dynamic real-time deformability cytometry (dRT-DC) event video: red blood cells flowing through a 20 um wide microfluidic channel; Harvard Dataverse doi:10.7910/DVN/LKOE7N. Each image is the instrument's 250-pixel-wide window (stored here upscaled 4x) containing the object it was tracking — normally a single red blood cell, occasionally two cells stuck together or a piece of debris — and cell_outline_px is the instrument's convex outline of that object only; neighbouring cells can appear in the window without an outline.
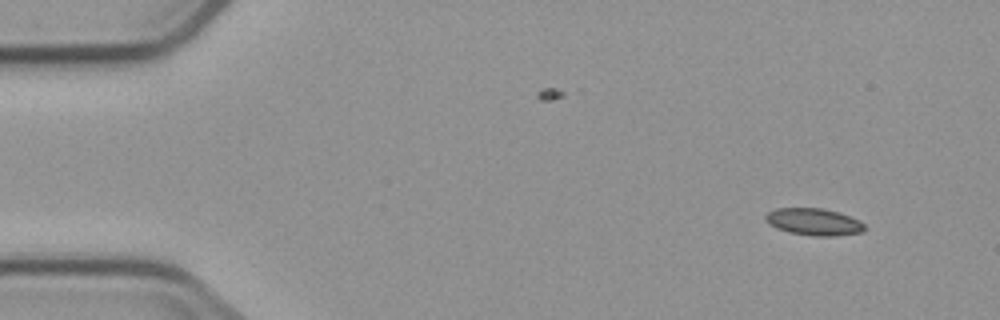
{"species": "common noctule bat (a hibernating species)", "species_latin": "Nyctalus noctula", "temperature_condition": "cold", "stored_images_in_passage": 4, "camera_frame_rate_fps": 3000, "um_per_image_px": 0.085, "animal": {"sex": "male", "body_mass_g": 23.1, "forearm_length_mm": 52.7}, "frame": {"image": 1, "passage_image": 1, "time_ms": 0.0, "image_size_px": [1000, 320], "cell_outline_px": [[864, 232], [836, 236], [816, 236], [788, 232], [776, 228], [768, 224], [764, 220], [764, 216], [768, 212], [776, 208], [824, 208], [840, 212], [860, 220], [864, 224]], "centroid_in_image_um": [69.17, 18.85], "position_along_channel_um": 15.8, "area_um2": 15.84}}
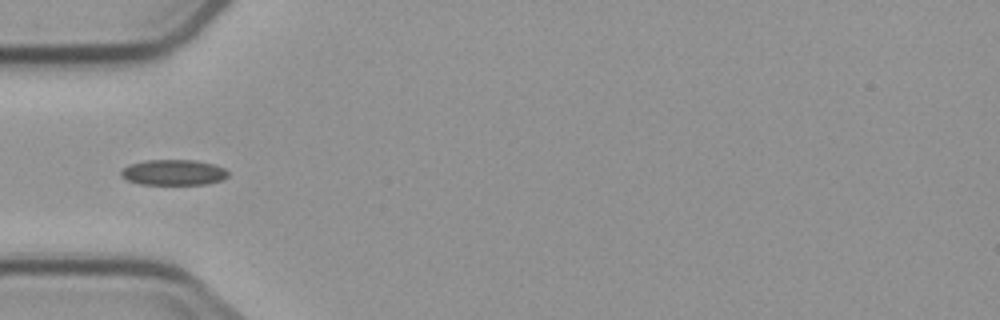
{"frame": {"image": 2, "passage_image": 4, "time_ms": 4.333, "image_size_px": [1000, 320], "cell_outline_px": [[228, 176], [224, 180], [208, 184], [140, 184], [128, 180], [120, 176], [120, 172], [128, 164], [148, 160], [196, 160], [216, 164], [224, 168], [228, 172]], "centroid_in_image_um": [14.78, 14.65], "position_along_channel_um": 70.2, "area_um2": 16.13}}